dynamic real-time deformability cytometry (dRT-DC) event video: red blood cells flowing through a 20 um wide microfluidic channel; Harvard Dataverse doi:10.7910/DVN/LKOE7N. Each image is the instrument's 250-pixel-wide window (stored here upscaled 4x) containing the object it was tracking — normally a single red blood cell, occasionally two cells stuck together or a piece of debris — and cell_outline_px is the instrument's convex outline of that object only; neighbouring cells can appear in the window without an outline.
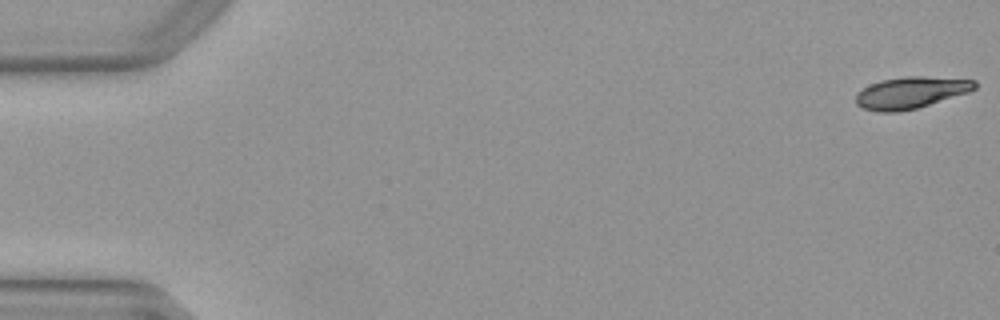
{"species": "Egyptian fruit bat (a non-hibernating species)", "species_latin": "Rousettus aegyptiacus", "temperature_condition": "warm", "stored_images_in_passage": 52, "camera_frame_rate_fps": 3000, "um_per_image_px": 0.085, "animal": {"sex": "female"}, "frame": {"image": 1, "passage_image": 1, "time_ms": 0.0, "image_size_px": [1000, 320], "cell_outline_px": [[976, 88], [968, 92], [916, 108], [900, 112], [876, 112], [864, 108], [856, 104], [856, 92], [880, 80], [904, 76], [920, 76], [976, 80]], "centroid_in_image_um": [77.38, 7.87], "position_along_channel_um": 7.6, "area_um2": 21.79}}
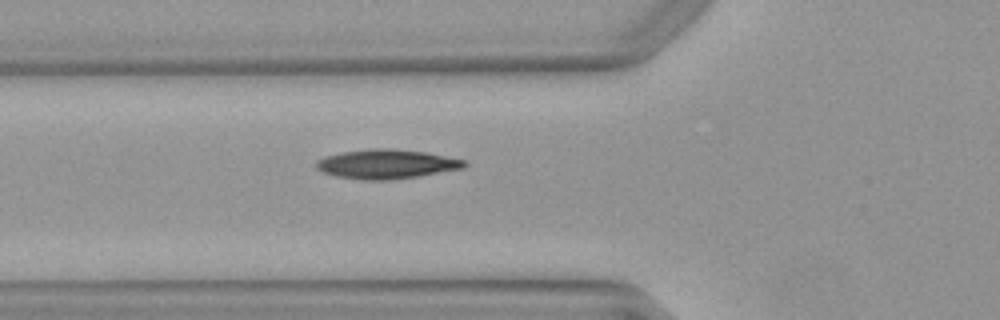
{"frame": {"image": 2, "passage_image": 19, "time_ms": 6.0, "image_size_px": [1000, 320], "cell_outline_px": [[468, 164], [464, 168], [420, 176], [392, 180], [364, 180], [336, 176], [324, 172], [316, 168], [316, 160], [324, 156], [344, 152], [372, 148], [392, 148], [424, 152], [464, 160]], "centroid_in_image_um": [32.85, 13.95], "position_along_channel_um": 93.0, "area_um2": 25.26}}
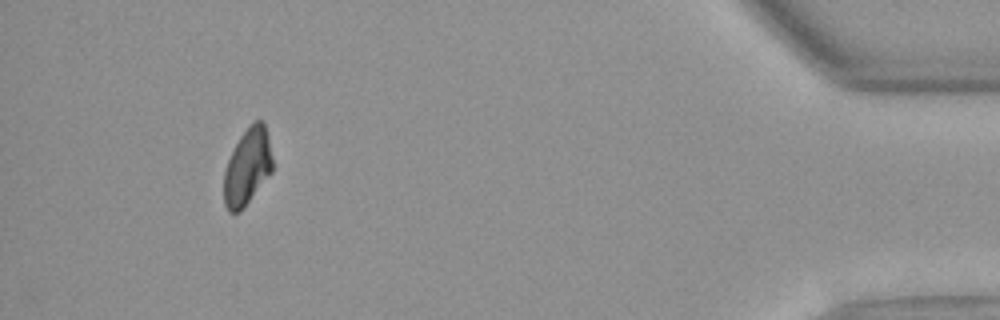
{"frame": {"image": 3, "passage_image": 48, "time_ms": 15.667, "image_size_px": [1000, 320], "cell_outline_px": [[272, 172], [244, 208], [240, 212], [228, 212], [224, 204], [224, 172], [228, 160], [240, 136], [252, 120], [264, 120], [268, 136], [272, 160]], "centroid_in_image_um": [21.03, 14.17], "position_along_channel_um": 414.2, "area_um2": 21.79}, "authors_computed_cell_mechanics": {"area_um2": 23.3223, "velocity_mm_per_s": 3.9958, "shape_relaxation_time_tau1_ms": 8.3213, "shape_relaxation_time_tau2_ms": 4.7296, "deformation_change_tau1": 0.2259, "deformation_change_tau2": 0.0926}}